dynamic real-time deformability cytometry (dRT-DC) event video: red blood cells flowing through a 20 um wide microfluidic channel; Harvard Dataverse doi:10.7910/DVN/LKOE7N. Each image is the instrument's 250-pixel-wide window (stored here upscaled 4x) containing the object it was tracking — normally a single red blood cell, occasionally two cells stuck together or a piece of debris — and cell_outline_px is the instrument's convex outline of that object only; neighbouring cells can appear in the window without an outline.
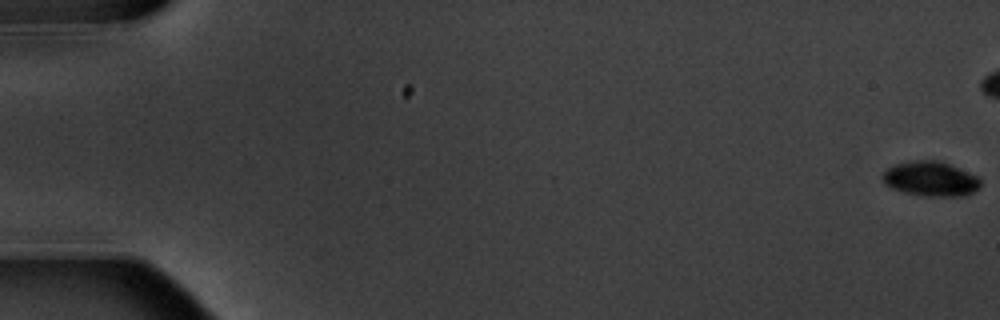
{"species": "common noctule bat (a hibernating species)", "species_latin": "Nyctalus noctula", "temperature_condition": "warm", "stored_images_in_passage": 6, "camera_frame_rate_fps": 3000, "um_per_image_px": 0.085, "animal": {"sex": "male", "body_mass_g": 20.1, "forearm_length_mm": 53.5}, "frame": {"image": 1, "passage_image": 1, "time_ms": 0.0, "image_size_px": [1000, 320], "cell_outline_px": [[980, 188], [964, 196], [920, 196], [904, 192], [892, 188], [884, 184], [880, 176], [888, 168], [896, 164], [916, 160], [940, 160], [980, 176]], "centroid_in_image_um": [79.12, 15.2], "position_along_channel_um": 5.9, "area_um2": 20.11}}